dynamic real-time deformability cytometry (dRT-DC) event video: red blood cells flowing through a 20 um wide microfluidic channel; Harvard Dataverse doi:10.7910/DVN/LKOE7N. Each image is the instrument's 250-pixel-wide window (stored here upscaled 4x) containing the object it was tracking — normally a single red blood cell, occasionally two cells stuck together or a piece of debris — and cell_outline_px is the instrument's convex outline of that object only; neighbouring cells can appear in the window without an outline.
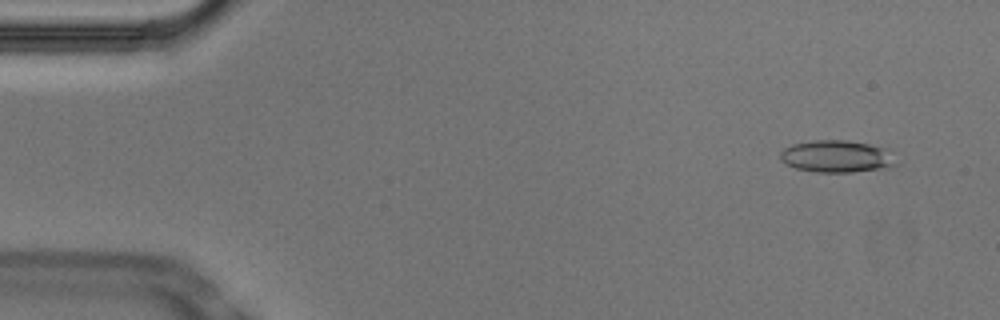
{"species": "Egyptian fruit bat (a non-hibernating species)", "species_latin": "Rousettus aegyptiacus", "temperature_condition": "cold", "stored_images_in_passage": 53, "camera_frame_rate_fps": 3000, "um_per_image_px": 0.085, "animal": {"sex": "male"}, "frame": {"image": 1, "passage_image": 4, "time_ms": 1.0, "image_size_px": [1000, 320], "cell_outline_px": [[896, 164], [888, 168], [852, 172], [816, 172], [796, 168], [784, 164], [780, 160], [780, 152], [784, 148], [792, 144], [816, 140], [844, 140], [868, 144], [884, 148]], "centroid_in_image_um": [71.04, 13.3], "position_along_channel_um": 14.0, "area_um2": 21.44}}
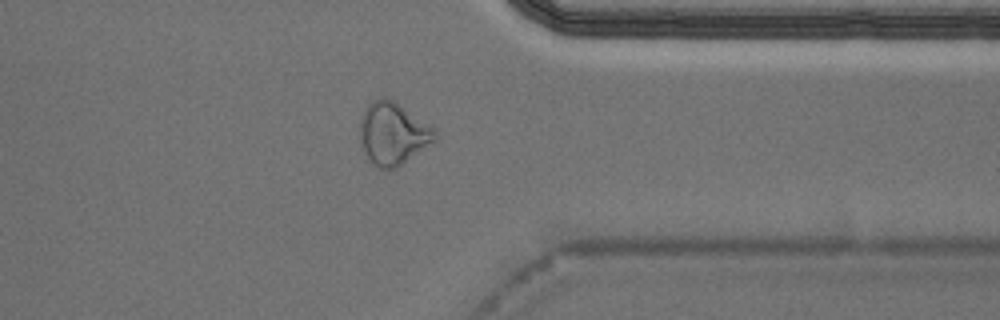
{"frame": {"image": 2, "passage_image": 42, "time_ms": 13.667, "image_size_px": [1000, 320], "cell_outline_px": [[436, 140], [396, 168], [376, 168], [368, 156], [360, 140], [360, 116], [364, 108], [372, 100], [380, 96], [384, 96], [392, 100], [436, 128]], "centroid_in_image_um": [33.39, 11.32], "position_along_channel_um": 378.0, "area_um2": 27.11}}
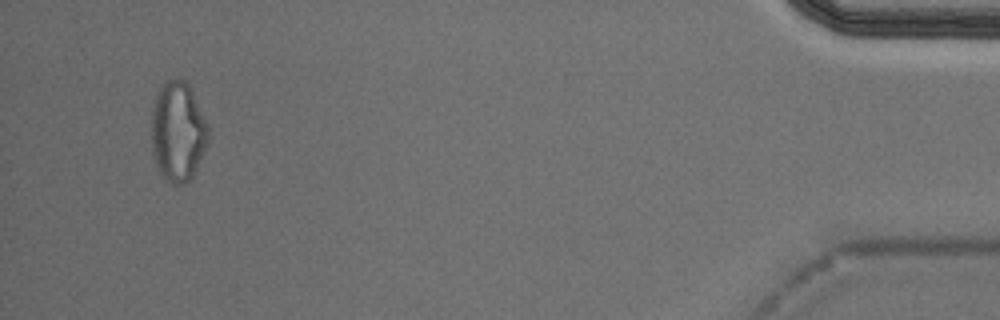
{"frame": {"image": 3, "passage_image": 51, "time_ms": 16.667, "image_size_px": [1000, 320], "cell_outline_px": [[208, 140], [196, 168], [192, 176], [184, 184], [172, 184], [164, 180], [156, 168], [152, 152], [152, 112], [156, 92], [164, 80], [184, 80], [188, 84], [208, 124]], "centroid_in_image_um": [15.09, 11.2], "position_along_channel_um": 420.1, "area_um2": 33.0}, "authors_computed_cell_mechanics": {"area_um2": 21.4438, "velocity_mm_per_s": 3.7319, "shape_relaxation_time_tau1_ms": null, "shape_relaxation_time_tau2_ms": 4.9031, "deformation_change_tau1": null, "deformation_change_tau2": 0.1322}}